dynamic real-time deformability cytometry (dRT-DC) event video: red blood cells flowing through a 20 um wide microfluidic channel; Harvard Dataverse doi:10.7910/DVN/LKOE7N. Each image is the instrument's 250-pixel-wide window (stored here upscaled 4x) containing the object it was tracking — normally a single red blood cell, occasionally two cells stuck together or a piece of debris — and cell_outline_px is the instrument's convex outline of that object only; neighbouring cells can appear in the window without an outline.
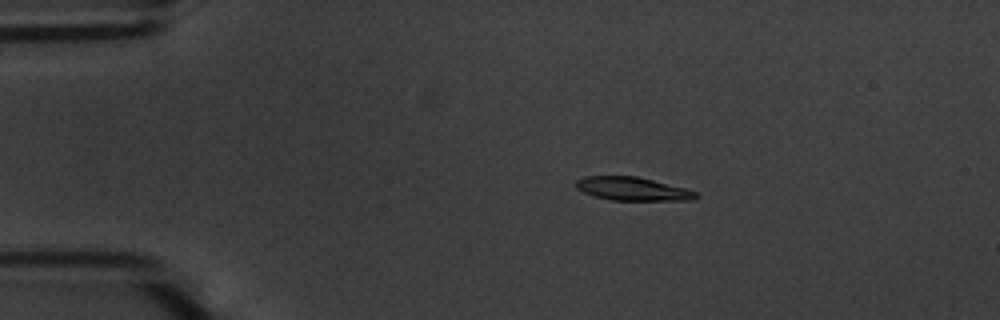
{"species": "common noctule bat (a hibernating species)", "species_latin": "Nyctalus noctula", "temperature_condition": "warm", "stored_images_in_passage": 55, "camera_frame_rate_fps": 3000, "um_per_image_px": 0.085, "animal": {"sex": "male", "body_mass_g": 20.1, "forearm_length_mm": 53.5}, "frame": {"image": 1, "passage_image": 11, "time_ms": 3.333, "image_size_px": [1000, 320], "cell_outline_px": [[700, 196], [696, 200], [612, 200], [592, 196], [576, 188], [576, 180], [584, 176], [636, 176], [684, 188], [696, 192]], "centroid_in_image_um": [53.75, 16.06], "position_along_channel_um": 31.2, "area_um2": 16.3}}
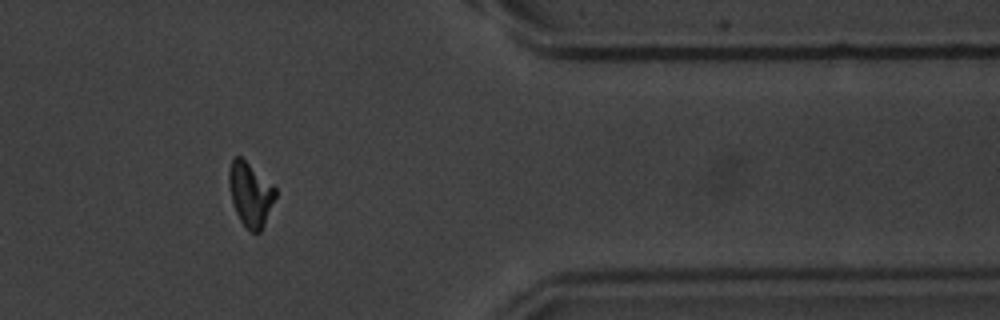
{"frame": {"image": 2, "passage_image": 46, "time_ms": 15.0, "image_size_px": [1000, 320], "cell_outline_px": [[276, 196], [264, 224], [260, 232], [252, 232], [240, 220], [236, 212], [232, 200], [228, 184], [228, 172], [232, 160], [236, 156], [240, 156], [272, 184], [276, 188]], "centroid_in_image_um": [21.27, 16.49], "position_along_channel_um": 390.1, "area_um2": 16.99}}
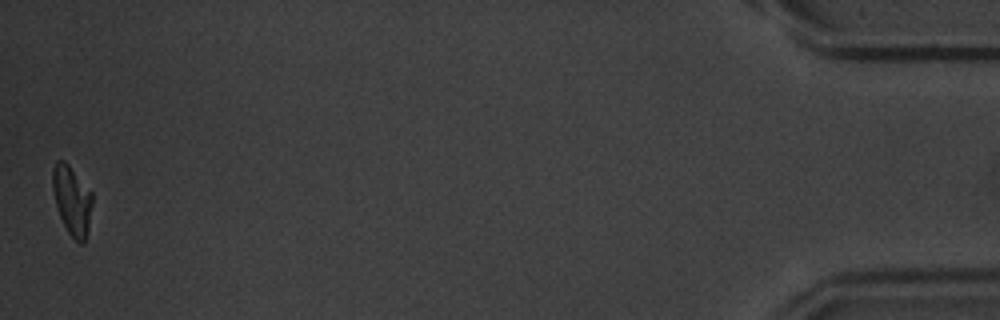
{"frame": {"image": 3, "passage_image": 55, "time_ms": 18.0, "image_size_px": [1000, 320], "cell_outline_px": [[92, 204], [88, 228], [84, 244], [80, 244], [68, 232], [60, 216], [56, 204], [52, 188], [52, 168], [56, 160], [64, 160], [68, 164], [92, 192]], "centroid_in_image_um": [6.11, 17.0], "position_along_channel_um": 429.1, "area_um2": 15.9}, "authors_computed_cell_mechanics": {"area_um2": 16.9932, "velocity_mm_per_s": 3.6774, "shape_relaxation_time_tau1_ms": 3.3896, "shape_relaxation_time_tau2_ms": 3.5451, "deformation_change_tau1": 0.1647, "deformation_change_tau2": 0.0918}}